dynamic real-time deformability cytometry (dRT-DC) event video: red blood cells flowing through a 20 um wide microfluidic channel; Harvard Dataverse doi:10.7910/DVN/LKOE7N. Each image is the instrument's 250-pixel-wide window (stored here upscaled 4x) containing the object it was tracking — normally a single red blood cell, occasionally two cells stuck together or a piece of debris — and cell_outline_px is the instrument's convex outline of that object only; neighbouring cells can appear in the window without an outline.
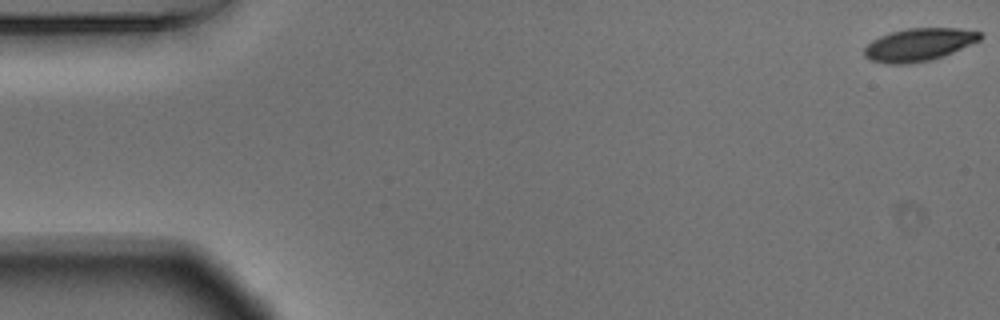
{"species": "Egyptian fruit bat (a non-hibernating species)", "species_latin": "Rousettus aegyptiacus", "temperature_condition": "warm", "stored_images_in_passage": 53, "camera_frame_rate_fps": 3000, "um_per_image_px": 0.085, "animal": {"sex": "male"}, "frame": {"image": 1, "passage_image": 1, "time_ms": 0.0, "image_size_px": [1000, 320], "cell_outline_px": [[984, 36], [980, 40], [944, 56], [932, 60], [908, 64], [888, 64], [868, 60], [864, 56], [864, 48], [872, 40], [880, 36], [892, 32], [908, 28], [960, 28], [980, 32]], "centroid_in_image_um": [78.1, 3.8], "position_along_channel_um": 6.9, "area_um2": 22.25}}
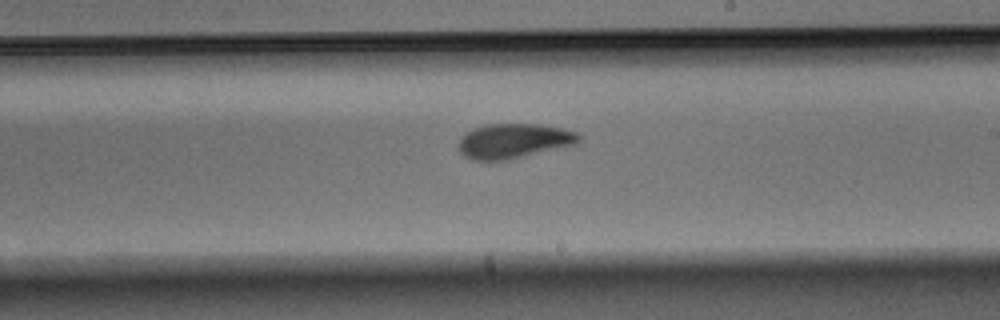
{"frame": {"image": 2, "passage_image": 32, "time_ms": 10.333, "image_size_px": [1000, 320], "cell_outline_px": [[580, 140], [576, 144], [508, 160], [472, 160], [464, 156], [460, 152], [460, 140], [468, 132], [476, 128], [488, 124], [540, 124], [564, 128], [576, 132], [580, 136]], "centroid_in_image_um": [43.71, 11.98], "position_along_channel_um": 245.3, "area_um2": 24.1}}
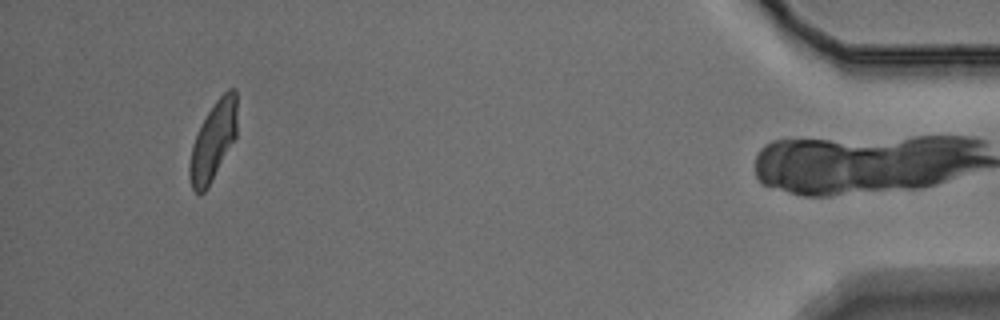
{"frame": {"image": 3, "passage_image": 52, "time_ms": 17.0, "image_size_px": [1000, 320], "cell_outline_px": [[236, 136], [208, 188], [204, 192], [196, 192], [192, 188], [188, 176], [188, 164], [192, 144], [200, 124], [216, 100], [228, 88], [236, 88]], "centroid_in_image_um": [18.09, 11.99], "position_along_channel_um": 417.1, "area_um2": 21.73}, "authors_computed_cell_mechanics": {"area_um2": 23.6402, "velocity_mm_per_s": 3.6657, "shape_relaxation_time_tau1_ms": 2.8633, "shape_relaxation_time_tau2_ms": 2.7114, "deformation_change_tau1": 0.1474, "deformation_change_tau2": 0.0912}}